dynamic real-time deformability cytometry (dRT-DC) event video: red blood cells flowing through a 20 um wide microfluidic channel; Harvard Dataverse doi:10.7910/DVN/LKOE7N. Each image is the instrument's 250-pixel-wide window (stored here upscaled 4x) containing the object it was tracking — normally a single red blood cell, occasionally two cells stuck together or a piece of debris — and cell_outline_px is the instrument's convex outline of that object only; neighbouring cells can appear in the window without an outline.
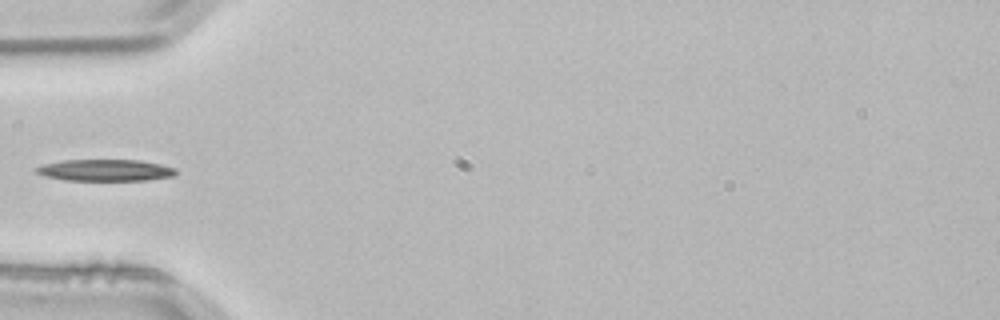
{"species": "common noctule bat (a hibernating species)", "species_latin": "Nyctalus noctula", "temperature_condition": "room temperature", "stored_images_in_passage": 2, "camera_frame_rate_fps": 3000, "um_per_image_px": 0.085, "animal": {"sex": "male", "body_mass_g": 21.5, "forearm_length_mm": 52.0}, "frame": {"image": 1, "passage_image": 2, "time_ms": 0.333, "image_size_px": [1000, 320], "cell_outline_px": [[176, 176], [148, 180], [64, 180], [44, 176], [36, 172], [32, 168], [44, 164], [64, 160], [140, 160], [160, 164], [176, 168]], "centroid_in_image_um": [8.95, 14.47], "position_along_channel_um": 76.0, "area_um2": 17.69}}